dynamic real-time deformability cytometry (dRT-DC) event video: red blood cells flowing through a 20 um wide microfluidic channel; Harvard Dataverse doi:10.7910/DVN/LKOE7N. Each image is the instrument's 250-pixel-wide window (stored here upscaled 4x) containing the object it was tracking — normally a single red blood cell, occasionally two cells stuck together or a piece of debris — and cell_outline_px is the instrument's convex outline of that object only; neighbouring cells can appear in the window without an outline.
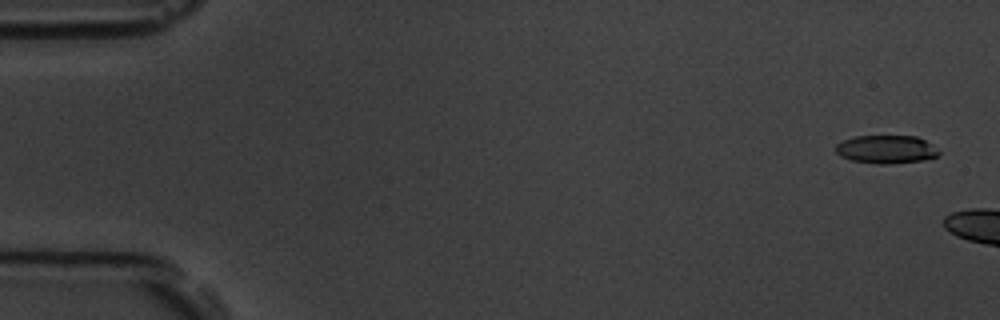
{"species": "common noctule bat (a hibernating species)", "species_latin": "Nyctalus noctula", "temperature_condition": "room temperature", "stored_images_in_passage": 3, "camera_frame_rate_fps": 3000, "um_per_image_px": 0.085, "animal": {"sex": "male", "body_mass_g": 19.5, "forearm_length_mm": 54.6}, "frame": {"image": 1, "passage_image": 1, "time_ms": 0.0, "image_size_px": [1000, 320], "cell_outline_px": [[940, 156], [924, 160], [888, 164], [876, 164], [852, 160], [840, 156], [836, 152], [836, 144], [844, 140], [856, 136], [916, 136], [924, 140], [940, 152]], "centroid_in_image_um": [75.33, 12.7], "position_along_channel_um": 9.7, "area_um2": 16.88}}